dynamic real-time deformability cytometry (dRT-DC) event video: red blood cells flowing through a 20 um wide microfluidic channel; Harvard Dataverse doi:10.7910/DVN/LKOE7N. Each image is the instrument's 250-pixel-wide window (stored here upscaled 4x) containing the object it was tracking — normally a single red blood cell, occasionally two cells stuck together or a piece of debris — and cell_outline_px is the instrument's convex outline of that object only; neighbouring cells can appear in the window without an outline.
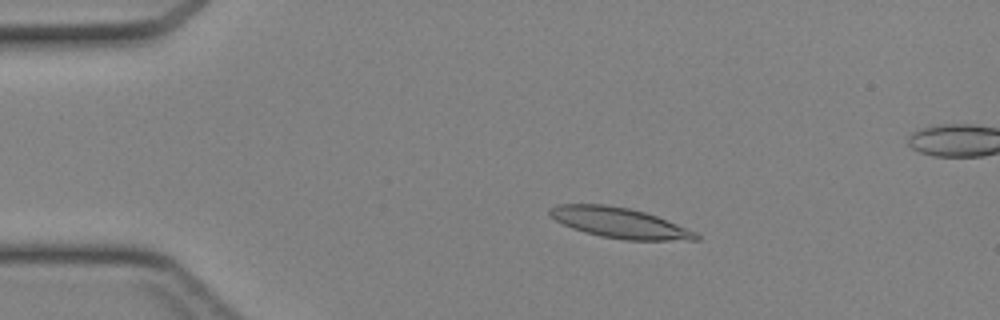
{"species": "Egyptian fruit bat (a non-hibernating species)", "species_latin": "Rousettus aegyptiacus", "temperature_condition": "cold", "stored_images_in_passage": 39, "camera_frame_rate_fps": 3000, "um_per_image_px": 0.085, "animal": {"sex": "female"}, "frame": {"image": 1, "passage_image": 2, "time_ms": 0.333, "image_size_px": [1000, 320], "cell_outline_px": [[700, 240], [624, 240], [600, 236], [584, 232], [572, 228], [556, 220], [548, 212], [548, 208], [556, 204], [604, 204], [628, 208], [644, 212], [656, 216], [696, 232], [700, 236]], "centroid_in_image_um": [52.64, 18.94], "position_along_channel_um": 32.4, "area_um2": 25.72}}
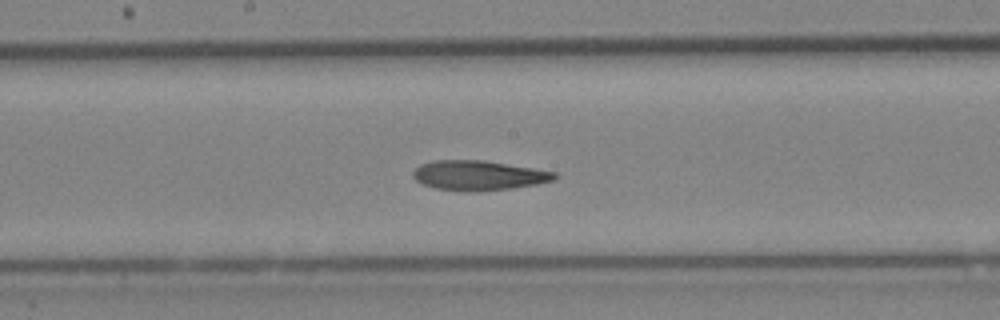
{"frame": {"image": 2, "passage_image": 17, "time_ms": 5.333, "image_size_px": [1000, 320], "cell_outline_px": [[556, 180], [536, 184], [512, 188], [468, 192], [436, 188], [420, 184], [412, 176], [412, 172], [420, 164], [432, 160], [484, 160], [556, 172]], "centroid_in_image_um": [40.64, 14.91], "position_along_channel_um": 207.6, "area_um2": 24.57}}
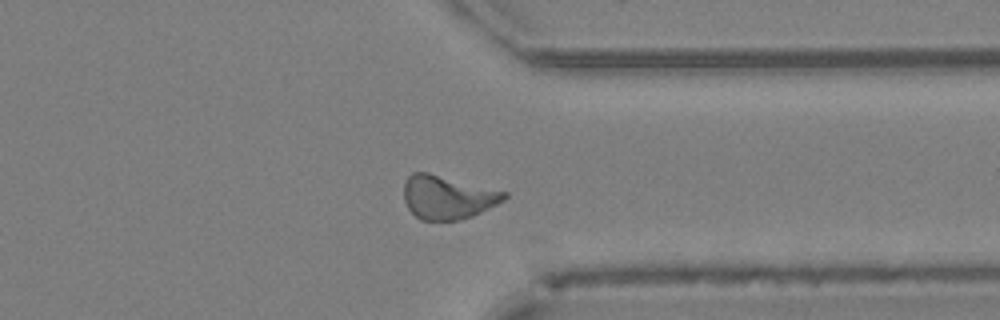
{"frame": {"image": 3, "passage_image": 28, "time_ms": 9.0, "image_size_px": [1000, 320], "cell_outline_px": [[508, 196], [504, 200], [472, 216], [460, 220], [420, 220], [408, 208], [404, 200], [404, 184], [408, 176], [412, 172], [428, 172], [508, 192]], "centroid_in_image_um": [38.03, 16.76], "position_along_channel_um": 373.4, "area_um2": 25.43}}